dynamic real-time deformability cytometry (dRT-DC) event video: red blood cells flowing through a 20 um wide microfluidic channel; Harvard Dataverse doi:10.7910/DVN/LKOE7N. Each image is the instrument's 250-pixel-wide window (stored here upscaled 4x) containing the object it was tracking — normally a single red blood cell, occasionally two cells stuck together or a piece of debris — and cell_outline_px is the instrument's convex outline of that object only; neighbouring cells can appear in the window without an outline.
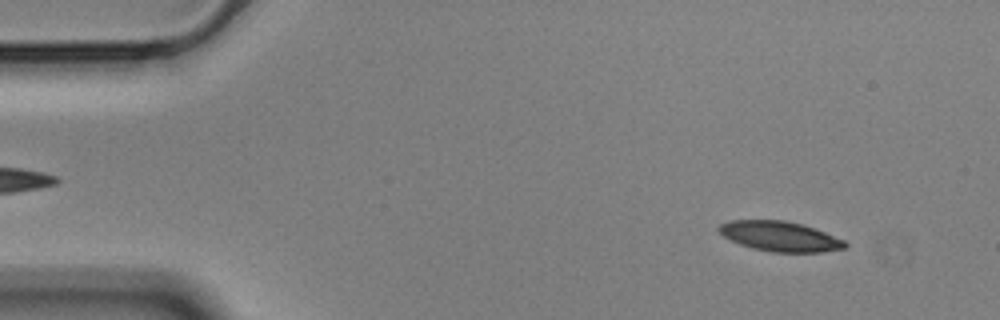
{"species": "Egyptian fruit bat (a non-hibernating species)", "species_latin": "Rousettus aegyptiacus", "temperature_condition": "cold", "stored_images_in_passage": 56, "camera_frame_rate_fps": 3000, "um_per_image_px": 0.085, "animal": {"sex": "male"}, "frame": {"image": 1, "passage_image": 5, "time_ms": 1.333, "image_size_px": [1000, 320], "cell_outline_px": [[848, 244], [844, 248], [824, 252], [772, 252], [752, 248], [740, 244], [724, 236], [716, 228], [720, 224], [732, 220], [784, 220], [800, 224], [824, 232], [844, 240]], "centroid_in_image_um": [66.28, 20.09], "position_along_channel_um": 18.7, "area_um2": 21.79}}
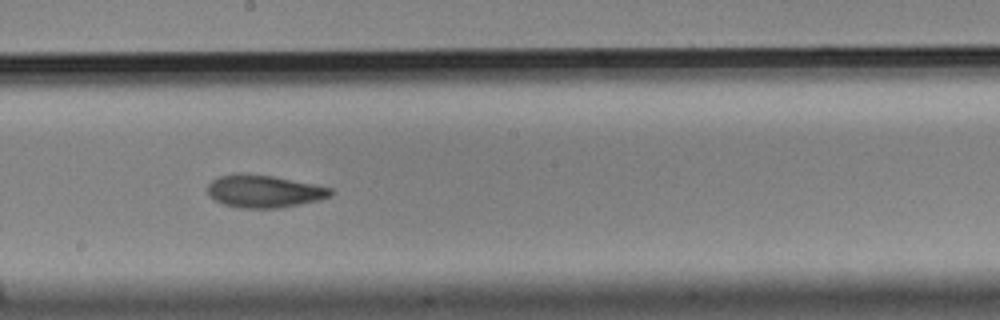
{"frame": {"image": 2, "passage_image": 30, "time_ms": 9.667, "image_size_px": [1000, 320], "cell_outline_px": [[332, 196], [320, 200], [280, 208], [240, 208], [224, 204], [216, 200], [208, 192], [208, 184], [212, 180], [220, 176], [240, 172], [272, 176], [332, 188]], "centroid_in_image_um": [22.45, 16.26], "position_along_channel_um": 225.7, "area_um2": 23.24}}
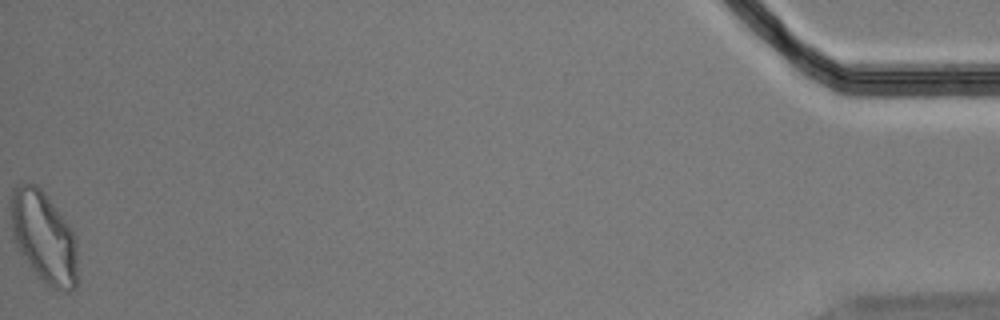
{"frame": {"image": 3, "passage_image": 56, "time_ms": 18.333, "image_size_px": [1000, 320], "cell_outline_px": [[76, 288], [72, 292], [64, 292], [52, 288], [36, 272], [24, 256], [16, 244], [12, 236], [12, 192], [20, 184], [36, 184], [44, 192], [64, 220], [72, 232], [76, 244]], "centroid_in_image_um": [3.74, 20.19], "position_along_channel_um": 431.5, "area_um2": 34.33}, "authors_computed_cell_mechanics": {"area_um2": 23.3801, "velocity_mm_per_s": 3.5215, "shape_relaxation_time_tau1_ms": 5.3879, "shape_relaxation_time_tau2_ms": 4.5044, "deformation_change_tau1": 0.1552, "deformation_change_tau2": 0.1104}}